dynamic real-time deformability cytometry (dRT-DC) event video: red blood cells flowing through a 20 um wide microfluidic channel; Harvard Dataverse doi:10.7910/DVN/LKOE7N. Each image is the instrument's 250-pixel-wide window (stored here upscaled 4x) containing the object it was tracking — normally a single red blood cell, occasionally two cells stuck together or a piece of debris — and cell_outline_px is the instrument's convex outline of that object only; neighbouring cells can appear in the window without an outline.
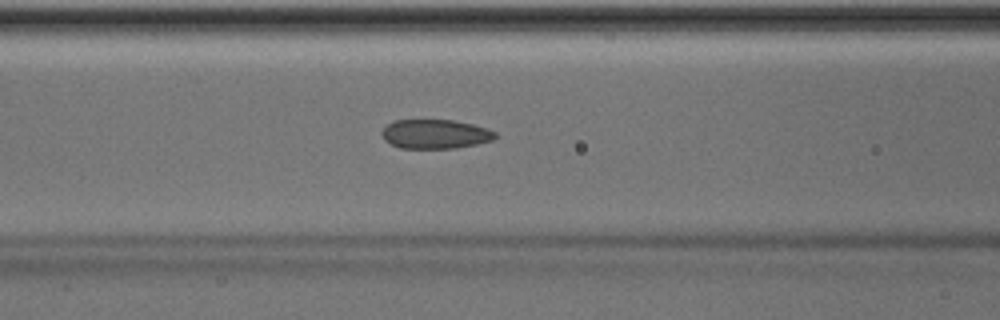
{"species": "Egyptian fruit bat (a non-hibernating species)", "species_latin": "Rousettus aegyptiacus", "temperature_condition": "room temperature", "stored_images_in_passage": 38, "camera_frame_rate_fps": 3000, "um_per_image_px": 0.085, "animal": {"sex": "male"}, "frame": {"image": 1, "passage_image": 9, "time_ms": 2.667, "image_size_px": [1000, 320], "cell_outline_px": [[496, 136], [492, 140], [476, 144], [456, 148], [400, 148], [384, 140], [380, 132], [388, 124], [396, 120], [452, 120], [472, 124], [488, 128], [496, 132]], "centroid_in_image_um": [36.99, 11.39], "position_along_channel_um": 129.6, "area_um2": 19.25}}
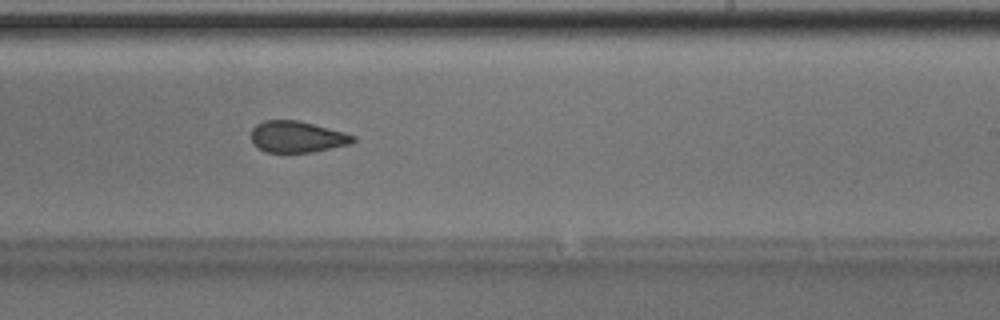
{"frame": {"image": 2, "passage_image": 19, "time_ms": 6.0, "image_size_px": [1000, 320], "cell_outline_px": [[356, 140], [352, 144], [312, 152], [268, 152], [252, 144], [252, 128], [256, 124], [264, 120], [296, 120], [344, 132], [356, 136]], "centroid_in_image_um": [25.27, 11.63], "position_along_channel_um": 263.7, "area_um2": 18.55}}
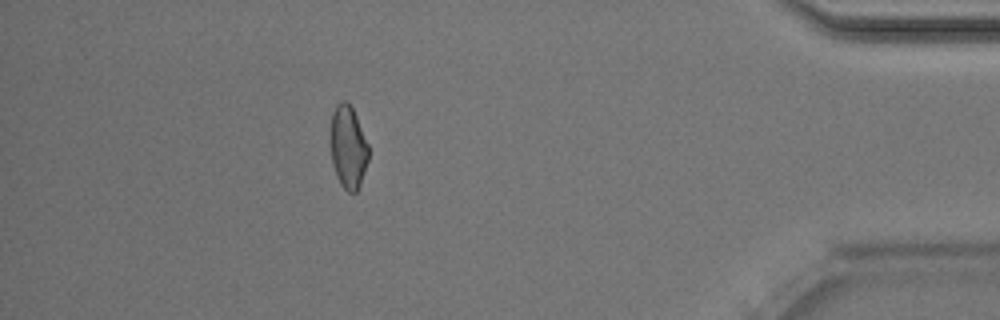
{"frame": {"image": 3, "passage_image": 33, "time_ms": 10.667, "image_size_px": [1000, 320], "cell_outline_px": [[368, 160], [360, 184], [356, 192], [348, 192], [340, 184], [336, 176], [332, 160], [332, 112], [336, 104], [340, 100], [348, 100], [356, 116], [368, 144]], "centroid_in_image_um": [29.6, 12.49], "position_along_channel_um": 405.6, "area_um2": 18.03}, "authors_computed_cell_mechanics": {"area_um2": 19.1896, "velocity_mm_per_s": 4.033, "shape_relaxation_time_tau1_ms": null, "shape_relaxation_time_tau2_ms": 1.7424, "deformation_change_tau1": null, "deformation_change_tau2": 0.0847}}